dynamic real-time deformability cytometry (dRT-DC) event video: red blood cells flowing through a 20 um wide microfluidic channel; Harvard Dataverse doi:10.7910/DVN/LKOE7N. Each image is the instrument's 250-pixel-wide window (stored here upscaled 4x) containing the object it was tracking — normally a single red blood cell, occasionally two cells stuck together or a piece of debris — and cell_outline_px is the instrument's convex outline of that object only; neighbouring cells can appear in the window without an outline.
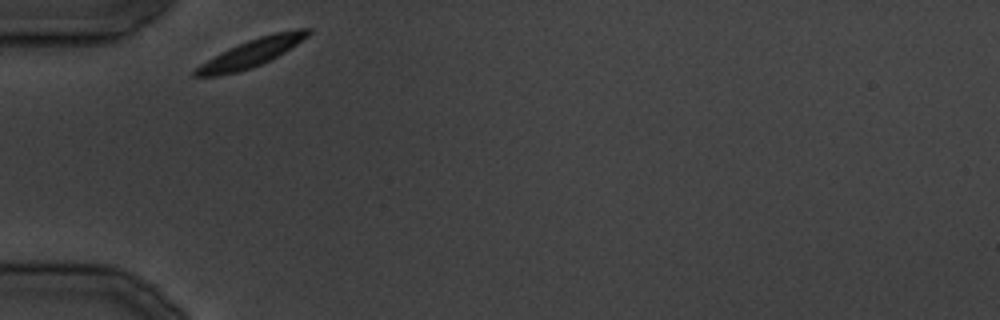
{"species": "common noctule bat (a hibernating species)", "species_latin": "Nyctalus noctula", "temperature_condition": "cold", "stored_images_in_passage": 20, "camera_frame_rate_fps": 3000, "um_per_image_px": 0.085, "animal": {"sex": "male", "body_mass_g": 19.5, "forearm_length_mm": 54.6}, "frame": {"image": 1, "passage_image": 1, "time_ms": 0.0, "image_size_px": [1000, 320], "cell_outline_px": [[312, 32], [308, 36], [284, 52], [252, 68], [236, 72], [216, 76], [192, 76], [192, 72], [200, 64], [248, 40], [260, 36], [276, 32], [296, 28], [312, 28]], "centroid_in_image_um": [21.41, 4.49], "position_along_channel_um": 63.6, "area_um2": 17.69}}
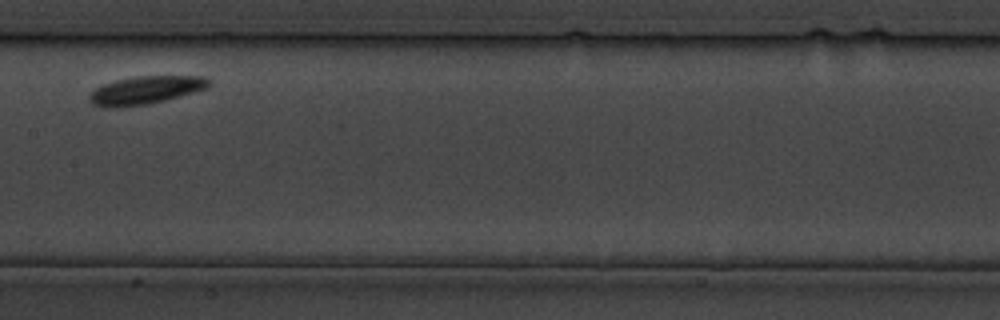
{"frame": {"image": 2, "passage_image": 9, "time_ms": 10.0, "image_size_px": [1000, 320], "cell_outline_px": [[212, 84], [204, 88], [192, 92], [164, 100], [148, 104], [116, 108], [104, 108], [92, 104], [88, 100], [88, 96], [96, 88], [104, 84], [116, 80], [136, 76], [204, 76], [212, 80]], "centroid_in_image_um": [12.34, 7.67], "position_along_channel_um": 195.1, "area_um2": 19.48}}
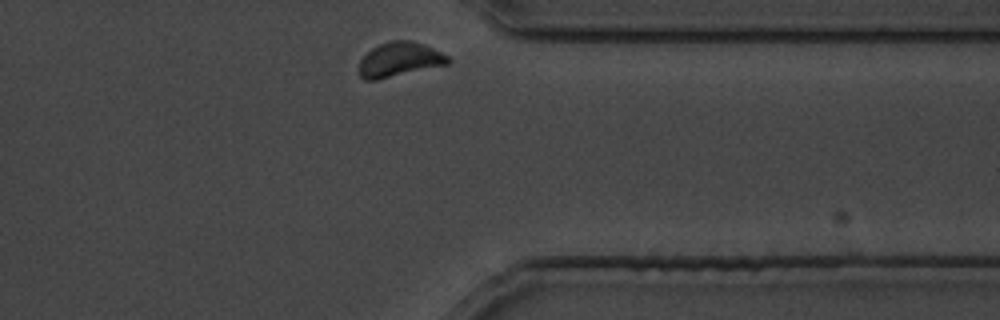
{"frame": {"image": 3, "passage_image": 20, "time_ms": 23.333, "image_size_px": [1000, 320], "cell_outline_px": [[452, 60], [448, 64], [376, 80], [364, 80], [360, 76], [360, 60], [372, 48], [380, 44], [392, 40], [412, 40], [424, 44], [448, 56]], "centroid_in_image_um": [33.97, 5.05], "position_along_channel_um": 377.4, "area_um2": 17.69}}